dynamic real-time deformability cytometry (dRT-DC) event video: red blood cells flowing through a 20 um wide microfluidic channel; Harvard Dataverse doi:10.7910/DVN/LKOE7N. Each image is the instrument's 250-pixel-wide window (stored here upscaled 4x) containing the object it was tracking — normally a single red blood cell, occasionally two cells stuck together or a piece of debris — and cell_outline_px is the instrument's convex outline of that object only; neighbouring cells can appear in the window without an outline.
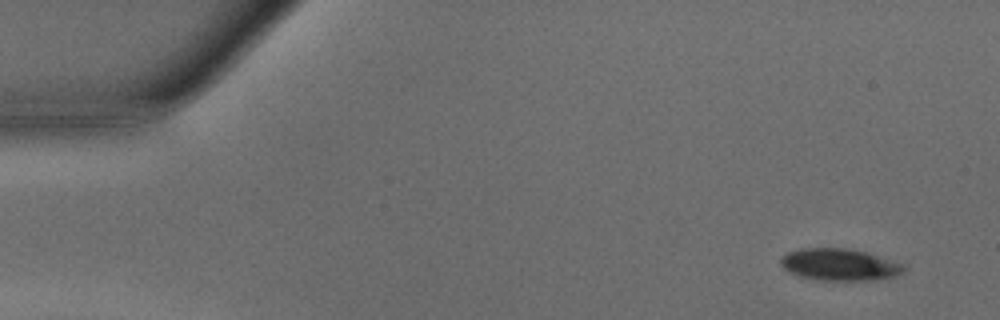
{"species": "common noctule bat (a hibernating species)", "species_latin": "Nyctalus noctula", "temperature_condition": "warm", "stored_images_in_passage": 37, "camera_frame_rate_fps": 3000, "um_per_image_px": 0.085, "animal": {"sex": "male", "body_mass_g": 15.6}, "frame": {"image": 1, "passage_image": 1, "time_ms": 0.0, "image_size_px": [1000, 320], "cell_outline_px": [[908, 268], [904, 272], [892, 276], [876, 280], [816, 280], [800, 276], [788, 272], [780, 264], [780, 260], [788, 252], [800, 248], [844, 248], [864, 252], [904, 264]], "centroid_in_image_um": [71.35, 22.5], "position_along_channel_um": 13.7, "area_um2": 22.77}}
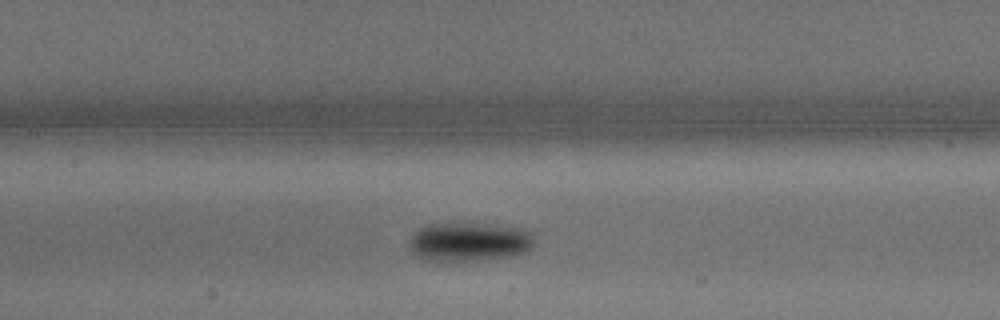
{"frame": {"image": 2, "passage_image": 20, "time_ms": 6.333, "image_size_px": [1000, 320], "cell_outline_px": [[536, 232], [532, 248], [524, 252], [512, 256], [476, 260], [432, 260], [420, 256], [412, 252], [408, 244], [408, 240], [420, 228], [432, 224], [492, 224], [528, 228]], "centroid_in_image_um": [39.99, 20.53], "position_along_channel_um": 167.4, "area_um2": 28.32}}
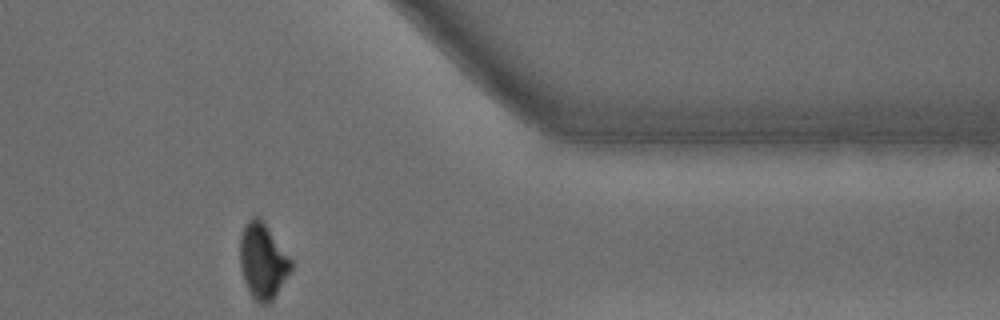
{"frame": {"image": 3, "passage_image": 37, "time_ms": 12.0, "image_size_px": [1000, 320], "cell_outline_px": [[292, 268], [272, 300], [268, 304], [260, 304], [252, 296], [244, 280], [240, 264], [240, 236], [244, 224], [252, 216], [260, 216], [292, 260]], "centroid_in_image_um": [22.32, 22.14], "position_along_channel_um": 389.1, "area_um2": 22.31}, "authors_computed_cell_mechanics": {"area_um2": 25.8944, "velocity_mm_per_s": 4.2269, "shape_relaxation_time_tau1_ms": 3.4904, "shape_relaxation_time_tau2_ms": null, "deformation_change_tau1": 0.1602, "deformation_change_tau2": null}}